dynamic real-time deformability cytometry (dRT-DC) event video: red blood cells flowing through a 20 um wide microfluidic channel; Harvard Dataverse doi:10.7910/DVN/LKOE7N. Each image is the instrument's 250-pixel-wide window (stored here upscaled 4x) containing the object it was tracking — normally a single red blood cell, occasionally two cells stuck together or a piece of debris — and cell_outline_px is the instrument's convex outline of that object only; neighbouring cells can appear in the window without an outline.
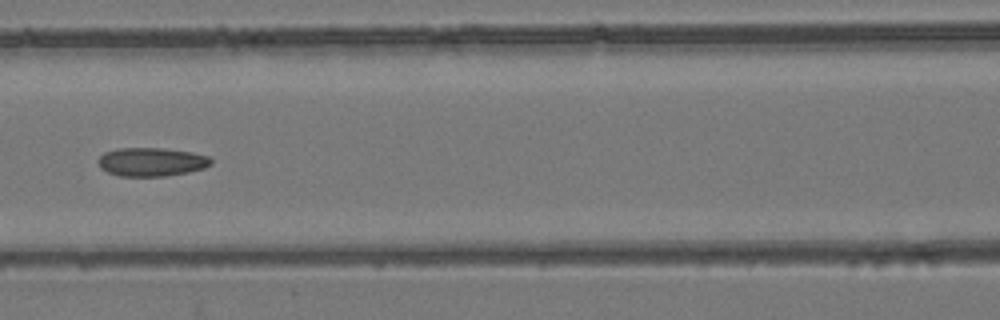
{"species": "common noctule bat (a hibernating species)", "species_latin": "Nyctalus noctula", "temperature_condition": "room temperature", "stored_images_in_passage": 5, "camera_frame_rate_fps": 3000, "um_per_image_px": 0.085, "animal": {"sex": "female", "body_mass_g": 24.6, "forearm_length_mm": 56.2}, "frame": {"image": 1, "passage_image": 5, "time_ms": 1.333, "image_size_px": [1000, 320], "cell_outline_px": [[212, 164], [204, 168], [188, 172], [168, 176], [120, 176], [108, 172], [100, 168], [96, 160], [104, 152], [116, 148], [160, 148], [192, 152], [208, 156], [212, 160]], "centroid_in_image_um": [12.85, 13.76], "position_along_channel_um": 153.7, "area_um2": 18.96}}